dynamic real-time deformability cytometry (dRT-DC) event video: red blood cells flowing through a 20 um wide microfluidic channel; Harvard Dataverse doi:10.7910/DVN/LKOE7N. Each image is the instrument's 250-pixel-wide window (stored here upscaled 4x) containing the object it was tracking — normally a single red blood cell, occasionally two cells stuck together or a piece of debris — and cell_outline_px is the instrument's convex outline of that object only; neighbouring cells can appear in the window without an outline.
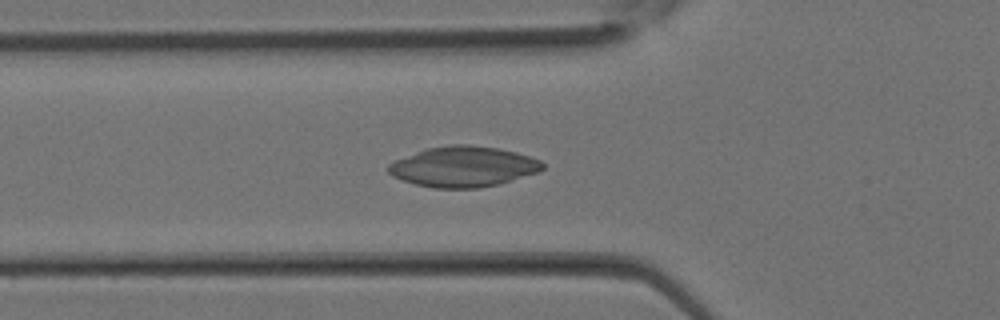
{"species": "Egyptian fruit bat (a non-hibernating species)", "species_latin": "Rousettus aegyptiacus", "temperature_condition": "room temperature", "stored_images_in_passage": 29, "camera_frame_rate_fps": 3000, "um_per_image_px": 0.085, "animal": {"sex": "female"}, "frame": {"image": 1, "passage_image": 10, "time_ms": 3.0, "image_size_px": [1000, 320], "cell_outline_px": [[544, 168], [540, 172], [500, 184], [476, 188], [436, 188], [416, 184], [392, 176], [388, 172], [388, 164], [396, 160], [428, 148], [452, 144], [468, 144], [496, 148], [516, 152], [540, 160], [544, 164]], "centroid_in_image_um": [39.42, 14.17], "position_along_channel_um": 86.4, "area_um2": 36.18}}
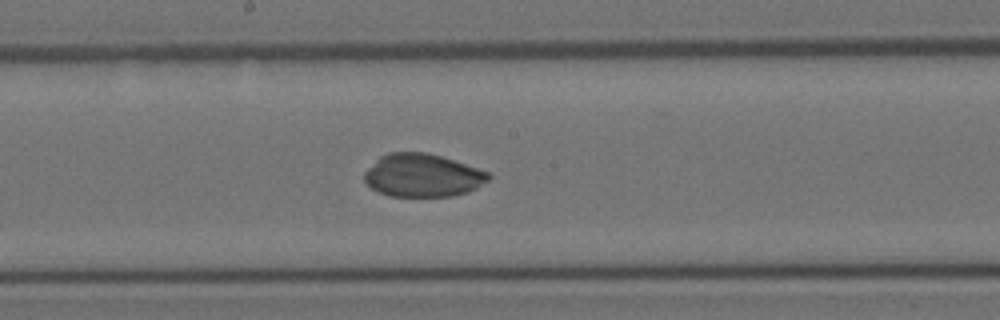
{"frame": {"image": 2, "passage_image": 16, "time_ms": 5.0, "image_size_px": [1000, 320], "cell_outline_px": [[492, 176], [488, 180], [476, 188], [468, 192], [452, 196], [388, 196], [372, 188], [364, 180], [364, 172], [380, 156], [388, 152], [424, 152], [440, 156], [488, 172]], "centroid_in_image_um": [35.9, 14.91], "position_along_channel_um": 212.3, "area_um2": 30.87}}
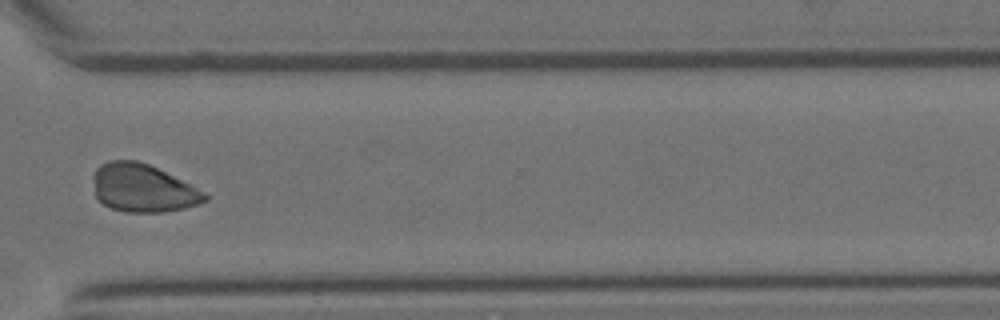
{"frame": {"image": 3, "passage_image": 23, "time_ms": 7.333, "image_size_px": [1000, 320], "cell_outline_px": [[208, 200], [184, 208], [164, 212], [124, 212], [112, 208], [104, 204], [96, 196], [92, 180], [92, 176], [96, 168], [100, 164], [108, 160], [136, 160], [148, 164], [204, 192], [208, 196]], "centroid_in_image_um": [12.08, 15.99], "position_along_channel_um": 358.5, "area_um2": 30.92}}